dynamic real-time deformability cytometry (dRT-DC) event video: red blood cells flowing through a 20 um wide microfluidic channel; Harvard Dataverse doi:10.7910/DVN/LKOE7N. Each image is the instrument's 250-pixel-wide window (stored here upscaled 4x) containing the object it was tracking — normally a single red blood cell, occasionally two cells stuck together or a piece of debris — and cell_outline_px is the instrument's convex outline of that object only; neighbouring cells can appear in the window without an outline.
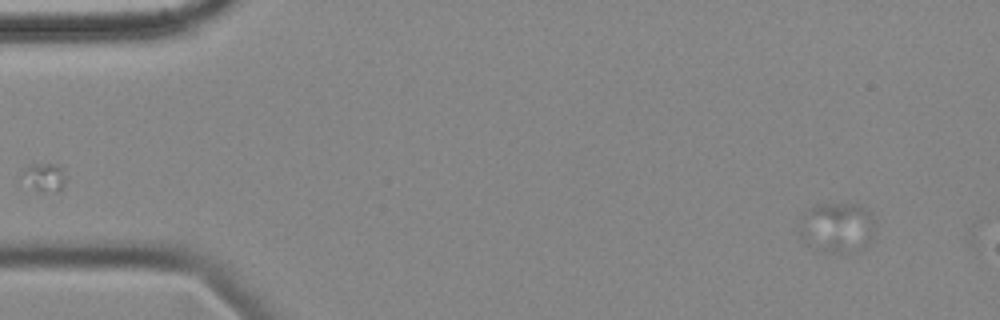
{"species": "common noctule bat (a hibernating species)", "species_latin": "Nyctalus noctula", "temperature_condition": "cold", "stored_images_in_passage": 14, "camera_frame_rate_fps": 3000, "um_per_image_px": 0.085, "animal": {"sex": "female", "body_mass_g": 18.4}, "frame": {"image": 1, "passage_image": 6, "time_ms": 1.667, "image_size_px": [1000, 320], "cell_outline_px": [[872, 236], [864, 248], [856, 252], [820, 252], [804, 244], [800, 240], [796, 232], [804, 212], [816, 204], [860, 204], [872, 212]], "centroid_in_image_um": [71.07, 19.36], "position_along_channel_um": 13.9, "area_um2": 22.72}}